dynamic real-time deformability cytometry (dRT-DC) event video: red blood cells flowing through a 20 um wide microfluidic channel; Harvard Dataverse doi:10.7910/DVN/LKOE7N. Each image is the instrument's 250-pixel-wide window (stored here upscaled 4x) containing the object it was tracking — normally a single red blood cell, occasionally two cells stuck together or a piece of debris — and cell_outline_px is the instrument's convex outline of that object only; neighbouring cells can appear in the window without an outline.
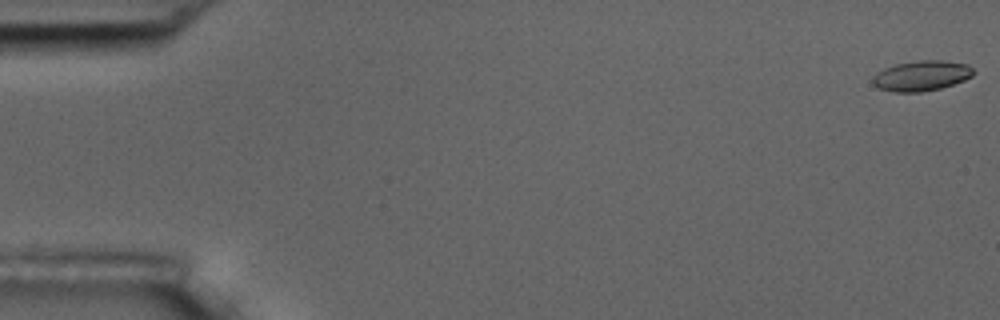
{"species": "common noctule bat (a hibernating species)", "species_latin": "Nyctalus noctula", "temperature_condition": "room temperature", "stored_images_in_passage": 5, "camera_frame_rate_fps": 3000, "um_per_image_px": 0.085, "animal": {"sex": "male", "body_mass_g": 17.5, "forearm_length_mm": 52.3}, "frame": {"image": 1, "passage_image": 1, "time_ms": 0.0, "image_size_px": [1000, 320], "cell_outline_px": [[976, 72], [972, 76], [964, 80], [940, 88], [920, 92], [892, 92], [876, 88], [872, 84], [872, 80], [884, 68], [896, 64], [920, 60], [940, 60], [968, 64]], "centroid_in_image_um": [78.34, 6.44], "position_along_channel_um": 6.7, "area_um2": 17.69}}
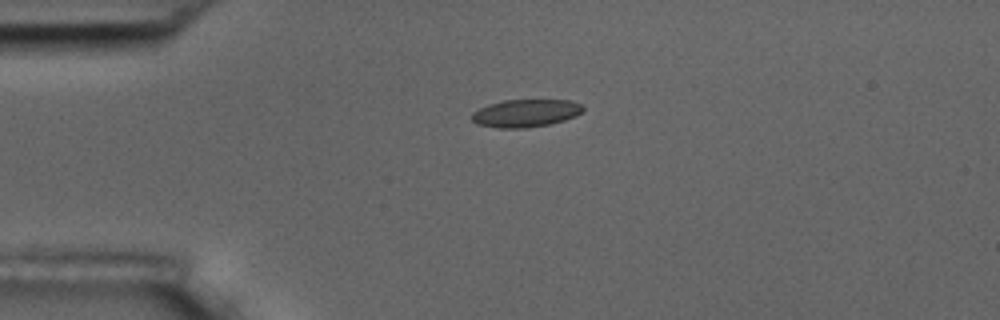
{"frame": {"image": 2, "passage_image": 4, "time_ms": 4.333, "image_size_px": [1000, 320], "cell_outline_px": [[584, 108], [576, 116], [564, 120], [548, 124], [524, 128], [500, 128], [476, 124], [472, 120], [472, 112], [488, 104], [504, 100], [568, 100], [580, 104]], "centroid_in_image_um": [44.65, 9.62], "position_along_channel_um": 40.4, "area_um2": 17.8}}